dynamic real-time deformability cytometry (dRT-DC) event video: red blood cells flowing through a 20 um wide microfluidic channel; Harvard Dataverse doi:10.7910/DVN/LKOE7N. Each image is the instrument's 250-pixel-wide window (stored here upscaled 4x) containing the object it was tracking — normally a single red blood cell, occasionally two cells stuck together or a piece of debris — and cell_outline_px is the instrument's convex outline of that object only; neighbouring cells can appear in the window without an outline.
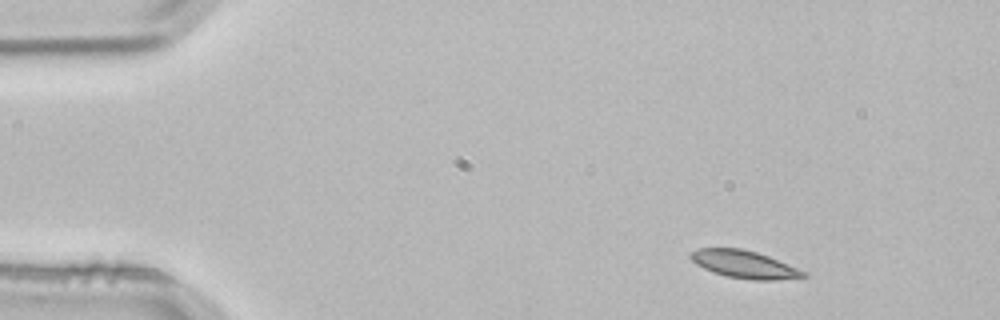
{"species": "common noctule bat (a hibernating species)", "species_latin": "Nyctalus noctula", "temperature_condition": "room temperature", "stored_images_in_passage": 3, "camera_frame_rate_fps": 3000, "um_per_image_px": 0.085, "animal": {"sex": "male", "body_mass_g": 21.5, "forearm_length_mm": 52.0}, "frame": {"image": 1, "passage_image": 1, "time_ms": 0.0, "image_size_px": [1000, 320], "cell_outline_px": [[808, 276], [772, 280], [752, 280], [728, 276], [712, 272], [696, 264], [688, 256], [692, 252], [700, 248], [740, 248], [756, 252], [768, 256], [808, 272]], "centroid_in_image_um": [63.27, 22.47], "position_along_channel_um": 21.7, "area_um2": 17.98}}